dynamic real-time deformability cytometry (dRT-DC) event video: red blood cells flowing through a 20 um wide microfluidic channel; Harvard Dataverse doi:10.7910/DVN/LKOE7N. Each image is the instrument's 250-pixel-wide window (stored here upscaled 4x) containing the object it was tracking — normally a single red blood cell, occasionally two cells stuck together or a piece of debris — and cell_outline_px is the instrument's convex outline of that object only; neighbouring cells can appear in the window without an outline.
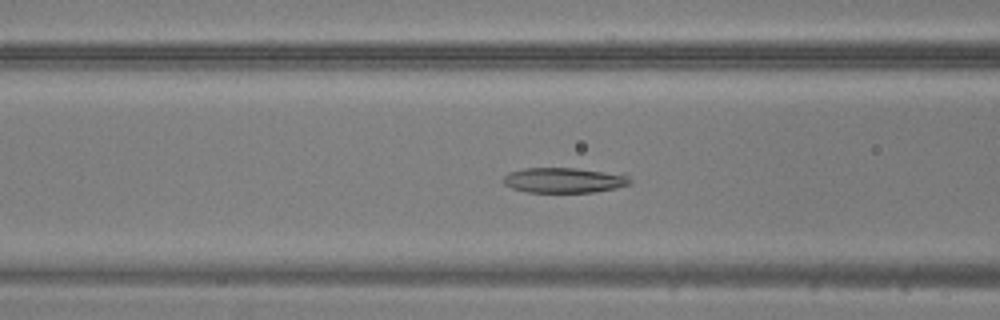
{"species": "common noctule bat (a hibernating species)", "species_latin": "Nyctalus noctula", "temperature_condition": "warm", "stored_images_in_passage": 48, "camera_frame_rate_fps": 3000, "um_per_image_px": 0.085, "animal": {"sex": "male", "body_mass_g": 20.5, "forearm_length_mm": 52.5}, "frame": {"image": 1, "passage_image": 19, "time_ms": 6.0, "image_size_px": [1000, 320], "cell_outline_px": [[632, 184], [616, 188], [596, 192], [528, 192], [512, 188], [504, 184], [504, 176], [508, 172], [524, 168], [576, 168], [624, 172], [632, 180]], "centroid_in_image_um": [48.05, 15.3], "position_along_channel_um": 118.5, "area_um2": 19.07}}
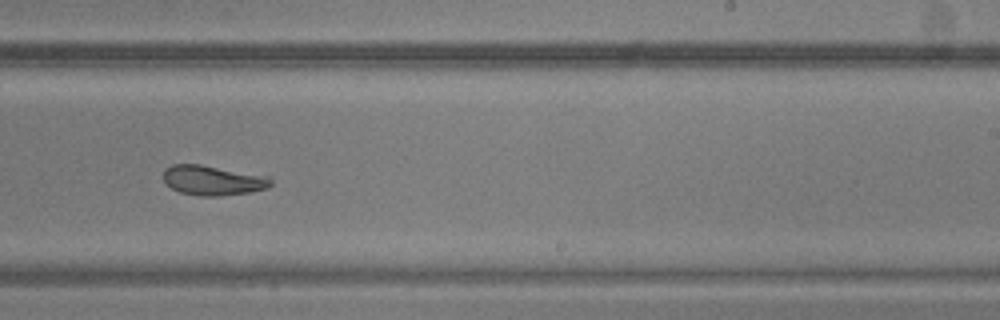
{"frame": {"image": 2, "passage_image": 30, "time_ms": 9.667, "image_size_px": [1000, 320], "cell_outline_px": [[272, 184], [268, 188], [248, 192], [216, 196], [200, 196], [180, 192], [172, 188], [164, 180], [164, 168], [172, 164], [200, 164], [268, 176], [272, 180]], "centroid_in_image_um": [18.09, 15.32], "position_along_channel_um": 270.9, "area_um2": 18.55}}
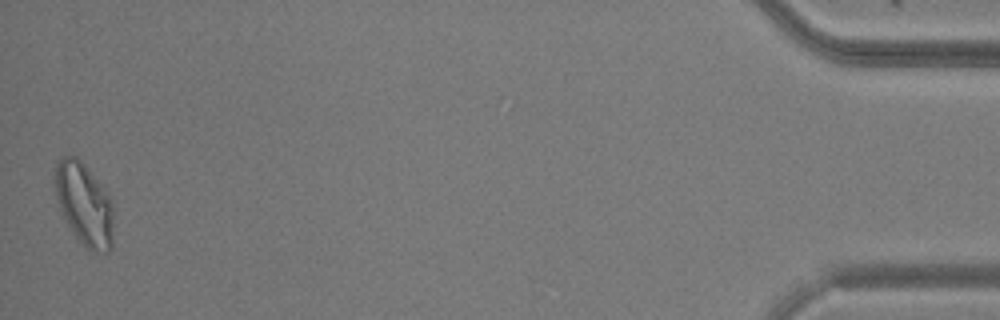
{"frame": {"image": 3, "passage_image": 48, "time_ms": 15.667, "image_size_px": [1000, 320], "cell_outline_px": [[112, 248], [108, 252], [88, 252], [84, 248], [60, 212], [56, 196], [56, 160], [64, 156], [76, 156], [84, 164], [108, 192], [112, 200]], "centroid_in_image_um": [7.17, 17.38], "position_along_channel_um": 428.0, "area_um2": 28.21}}